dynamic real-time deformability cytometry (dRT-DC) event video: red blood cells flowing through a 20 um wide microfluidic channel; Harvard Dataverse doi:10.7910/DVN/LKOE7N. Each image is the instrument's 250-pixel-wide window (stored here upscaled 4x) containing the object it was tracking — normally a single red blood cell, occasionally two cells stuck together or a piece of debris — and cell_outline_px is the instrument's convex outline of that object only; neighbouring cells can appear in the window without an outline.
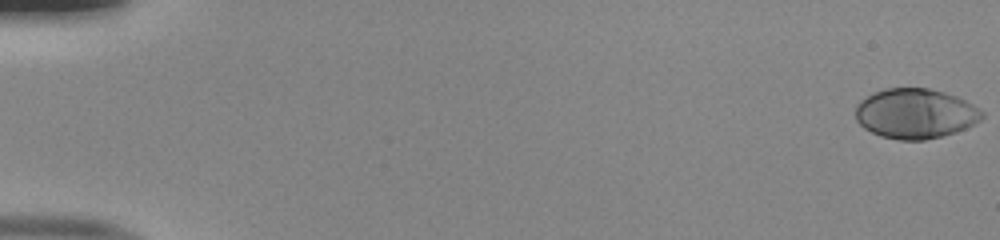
{"species": "human", "species_latin": "Homo sapiens", "temperature_condition": "room temperature", "stored_images_in_passage": 52, "camera_frame_rate_fps": 3000, "um_per_image_px": 0.085, "donor": {"sex": "male"}, "frame": {"image": 1, "passage_image": 1, "time_ms": 0.0, "image_size_px": [1000, 240], "cell_outline_px": [[984, 116], [980, 120], [956, 132], [924, 140], [900, 140], [880, 136], [864, 128], [856, 120], [856, 104], [860, 100], [876, 92], [888, 88], [928, 88], [944, 92], [956, 96], [972, 104], [984, 112]], "centroid_in_image_um": [77.79, 9.65], "position_along_channel_um": 7.2, "area_um2": 36.59}}
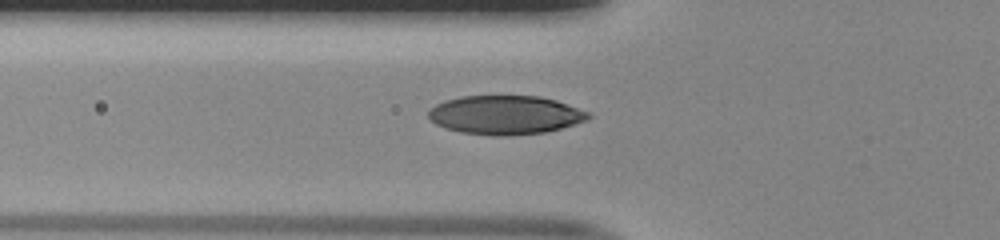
{"frame": {"image": 2, "passage_image": 20, "time_ms": 6.333, "image_size_px": [1000, 240], "cell_outline_px": [[592, 116], [588, 120], [560, 128], [544, 132], [508, 136], [492, 136], [460, 132], [444, 128], [436, 124], [428, 116], [428, 108], [444, 100], [460, 96], [540, 96], [556, 100], [592, 112]], "centroid_in_image_um": [42.95, 9.77], "position_along_channel_um": 82.8, "area_um2": 36.59}}
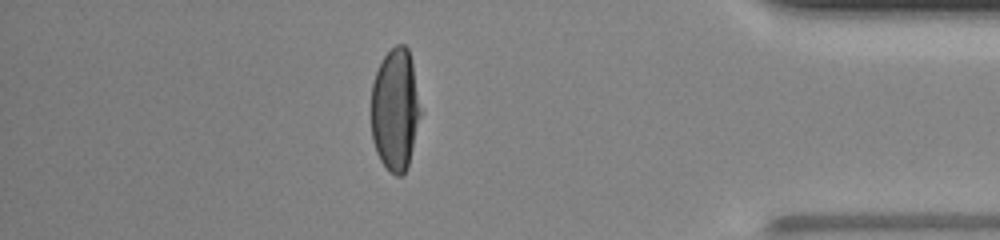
{"frame": {"image": 3, "passage_image": 46, "time_ms": 15.0, "image_size_px": [1000, 240], "cell_outline_px": [[420, 116], [408, 168], [400, 176], [396, 176], [380, 160], [376, 152], [372, 140], [372, 84], [376, 72], [384, 56], [396, 44], [404, 44], [408, 48], [412, 60], [420, 108]], "centroid_in_image_um": [33.59, 9.31], "position_along_channel_um": 401.6, "area_um2": 34.91}, "authors_computed_cell_mechanics": {"area_um2": 36.4429, "velocity_mm_per_s": 4.028, "shape_relaxation_time_tau1_ms": 4.4468, "shape_relaxation_time_tau2_ms": null, "deformation_change_tau1": 0.2277, "deformation_change_tau2": null}}